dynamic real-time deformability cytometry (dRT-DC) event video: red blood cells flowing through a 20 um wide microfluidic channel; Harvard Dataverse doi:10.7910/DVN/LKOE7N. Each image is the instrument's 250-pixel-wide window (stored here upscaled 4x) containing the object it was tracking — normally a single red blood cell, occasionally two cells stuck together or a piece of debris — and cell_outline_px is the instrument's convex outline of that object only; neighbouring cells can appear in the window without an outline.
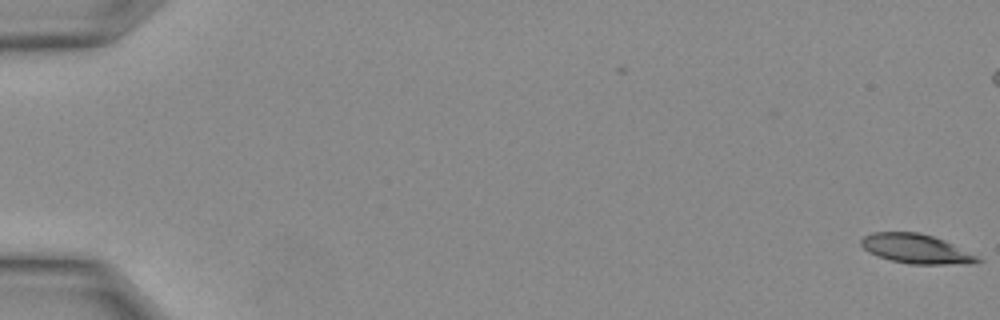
{"species": "Egyptian fruit bat (a non-hibernating species)", "species_latin": "Rousettus aegyptiacus", "temperature_condition": "warm", "stored_images_in_passage": 9, "camera_frame_rate_fps": 3000, "um_per_image_px": 0.085, "animal": {"sex": "female"}, "frame": {"image": 1, "passage_image": 1, "time_ms": 0.0, "image_size_px": [1000, 320], "cell_outline_px": [[984, 260], [968, 264], [908, 264], [892, 260], [868, 252], [860, 244], [860, 240], [864, 236], [872, 232], [920, 232], [944, 240]], "centroid_in_image_um": [77.84, 21.14], "position_along_channel_um": 7.2, "area_um2": 19.71}}